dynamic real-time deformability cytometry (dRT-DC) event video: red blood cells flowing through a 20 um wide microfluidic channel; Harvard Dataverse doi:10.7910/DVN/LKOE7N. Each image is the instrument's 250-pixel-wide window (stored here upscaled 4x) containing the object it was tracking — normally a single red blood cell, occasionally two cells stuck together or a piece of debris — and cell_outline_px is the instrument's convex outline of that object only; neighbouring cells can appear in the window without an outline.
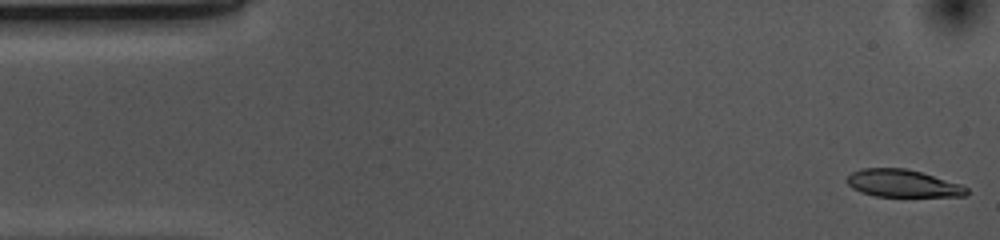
{"species": "common noctule bat (a hibernating species)", "species_latin": "Nyctalus noctula", "temperature_condition": "cold", "stored_images_in_passage": 52, "camera_frame_rate_fps": 3000, "um_per_image_px": 0.085, "animal": {"sex": "female", "body_mass_g": 10.0, "forearm_length_mm": 53.1}, "frame": {"image": 1, "passage_image": 1, "time_ms": 0.0, "image_size_px": [1000, 240], "cell_outline_px": [[968, 192], [964, 196], [876, 196], [860, 192], [852, 188], [848, 184], [848, 176], [852, 172], [860, 168], [904, 168], [920, 172], [960, 184], [968, 188]], "centroid_in_image_um": [76.7, 15.59], "position_along_channel_um": 8.3, "area_um2": 18.9}}
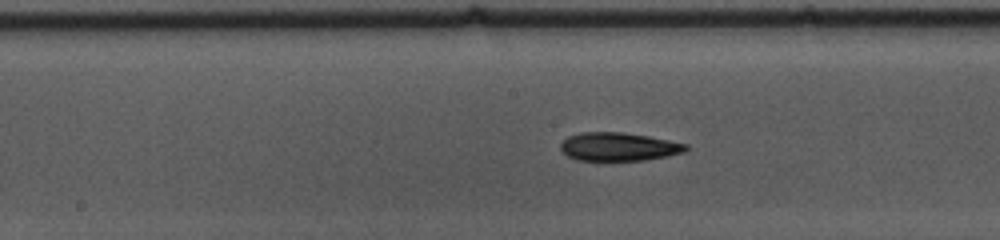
{"frame": {"image": 2, "passage_image": 25, "time_ms": 8.0, "image_size_px": [1000, 240], "cell_outline_px": [[688, 148], [684, 152], [668, 156], [644, 160], [576, 160], [568, 156], [560, 148], [560, 144], [568, 136], [580, 132], [624, 132], [648, 136], [688, 144]], "centroid_in_image_um": [52.58, 12.46], "position_along_channel_um": 195.6, "area_um2": 20.69}}
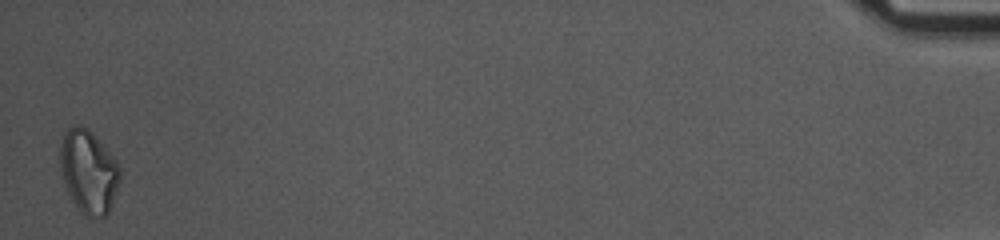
{"frame": {"image": 3, "passage_image": 52, "time_ms": 17.0, "image_size_px": [1000, 240], "cell_outline_px": [[120, 180], [108, 212], [104, 216], [84, 216], [80, 212], [72, 200], [64, 184], [60, 168], [60, 144], [64, 132], [72, 124], [80, 124], [88, 128], [92, 132], [116, 160], [120, 168]], "centroid_in_image_um": [7.5, 14.55], "position_along_channel_um": 427.7, "area_um2": 29.02}, "authors_computed_cell_mechanics": {"area_um2": 21.0103, "velocity_mm_per_s": 3.6877, "shape_relaxation_time_tau1_ms": 6.2558, "shape_relaxation_time_tau2_ms": 9.2687, "deformation_change_tau1": 0.1372, "deformation_change_tau2": 0.1911}}